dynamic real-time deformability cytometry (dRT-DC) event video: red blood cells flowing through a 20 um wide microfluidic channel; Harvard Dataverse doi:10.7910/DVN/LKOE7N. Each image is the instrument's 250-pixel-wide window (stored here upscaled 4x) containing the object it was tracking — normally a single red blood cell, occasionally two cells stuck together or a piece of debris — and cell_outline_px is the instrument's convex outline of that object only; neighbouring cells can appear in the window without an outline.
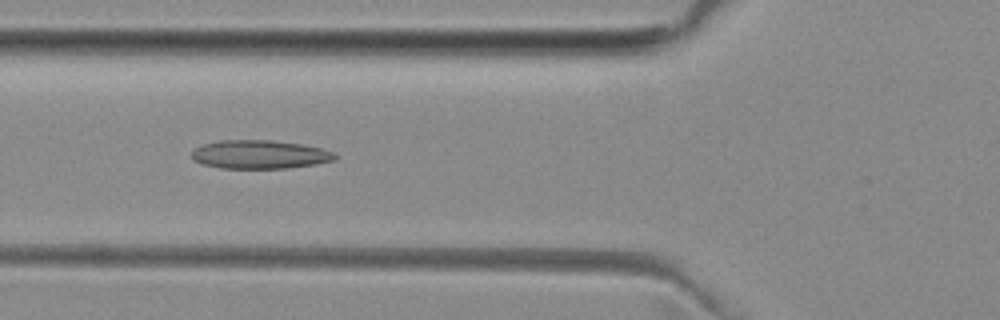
{"species": "common noctule bat (a hibernating species)", "species_latin": "Nyctalus noctula", "temperature_condition": "room temperature", "stored_images_in_passage": 49, "camera_frame_rate_fps": 3000, "um_per_image_px": 0.085, "animal": {"sex": "female", "body_mass_g": 29.2, "forearm_length_mm": 56.3}, "frame": {"image": 1, "passage_image": 19, "time_ms": 6.0, "image_size_px": [1000, 320], "cell_outline_px": [[336, 160], [316, 164], [288, 168], [220, 168], [204, 164], [192, 160], [192, 148], [204, 144], [220, 140], [272, 140], [300, 144], [320, 148], [332, 152], [336, 156]], "centroid_in_image_um": [22.04, 13.13], "position_along_channel_um": 103.8, "area_um2": 23.81}}
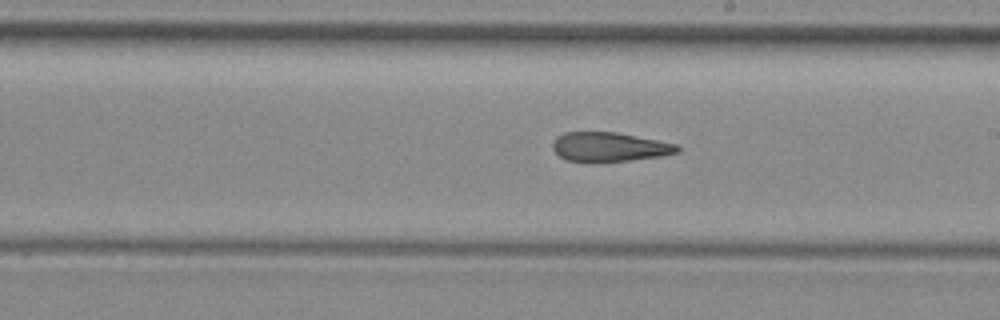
{"frame": {"image": 2, "passage_image": 29, "time_ms": 9.333, "image_size_px": [1000, 320], "cell_outline_px": [[680, 152], [660, 156], [600, 164], [592, 164], [568, 160], [560, 156], [552, 148], [552, 144], [556, 136], [564, 132], [616, 132], [676, 144], [680, 148]], "centroid_in_image_um": [51.75, 12.52], "position_along_channel_um": 237.2, "area_um2": 21.68}}
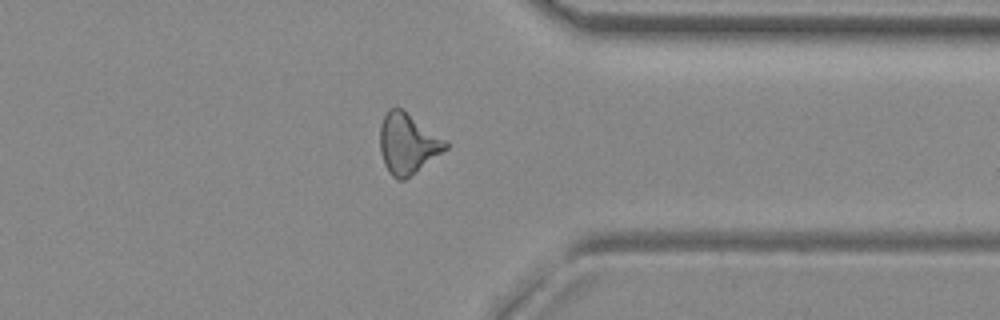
{"frame": {"image": 3, "passage_image": 40, "time_ms": 13.0, "image_size_px": [1000, 320], "cell_outline_px": [[448, 148], [404, 180], [396, 180], [388, 172], [384, 164], [380, 152], [380, 124], [388, 108], [400, 108], [448, 140]], "centroid_in_image_um": [34.64, 12.21], "position_along_channel_um": 376.8, "area_um2": 23.06}, "authors_computed_cell_mechanics": {"area_um2": 22.542, "velocity_mm_per_s": 3.9978, "shape_relaxation_time_tau1_ms": null, "shape_relaxation_time_tau2_ms": 5.8959, "deformation_change_tau1": null, "deformation_change_tau2": 0.1795}}